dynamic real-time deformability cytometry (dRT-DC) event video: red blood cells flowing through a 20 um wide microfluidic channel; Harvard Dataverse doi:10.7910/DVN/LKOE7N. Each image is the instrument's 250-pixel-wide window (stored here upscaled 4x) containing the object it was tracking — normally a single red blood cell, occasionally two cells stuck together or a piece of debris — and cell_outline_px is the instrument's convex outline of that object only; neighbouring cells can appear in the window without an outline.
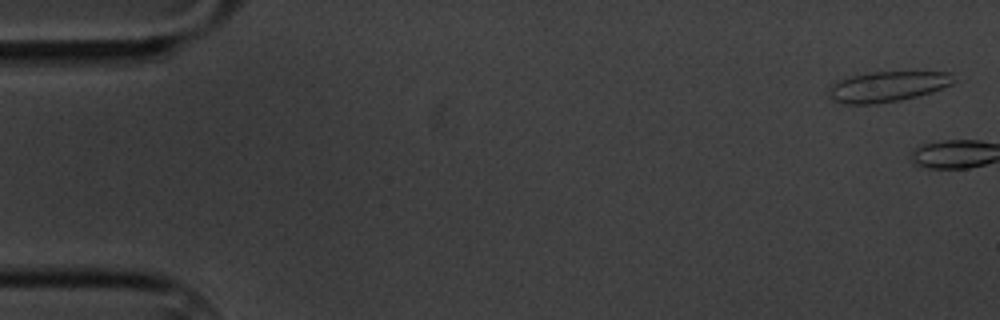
{"species": "common noctule bat (a hibernating species)", "species_latin": "Nyctalus noctula", "temperature_condition": "cold", "stored_images_in_passage": 2, "camera_frame_rate_fps": 3000, "um_per_image_px": 0.085, "animal": {"sex": "male", "body_mass_g": 20.1, "forearm_length_mm": 53.5}, "frame": {"image": 1, "passage_image": 1, "time_ms": 0.0, "image_size_px": [1000, 320], "cell_outline_px": [[956, 80], [952, 84], [932, 92], [900, 100], [872, 104], [844, 104], [832, 100], [828, 96], [828, 84], [836, 80], [852, 76], [872, 72], [952, 72]], "centroid_in_image_um": [75.39, 7.36], "position_along_channel_um": 9.6, "area_um2": 22.37}}